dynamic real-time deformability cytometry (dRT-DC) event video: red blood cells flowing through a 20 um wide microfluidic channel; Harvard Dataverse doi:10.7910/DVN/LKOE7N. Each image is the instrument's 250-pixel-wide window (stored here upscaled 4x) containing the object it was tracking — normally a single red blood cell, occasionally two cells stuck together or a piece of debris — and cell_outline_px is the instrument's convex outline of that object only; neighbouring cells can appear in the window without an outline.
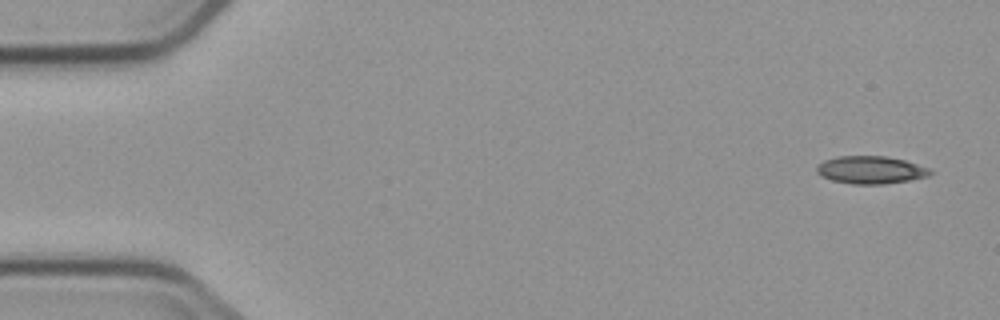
{"species": "common noctule bat (a hibernating species)", "species_latin": "Nyctalus noctula", "temperature_condition": "cold", "stored_images_in_passage": 4, "camera_frame_rate_fps": 3000, "um_per_image_px": 0.085, "animal": {"sex": "male", "body_mass_g": 23.1, "forearm_length_mm": 52.7}, "frame": {"image": 1, "passage_image": 1, "time_ms": 0.0, "image_size_px": [1000, 320], "cell_outline_px": [[932, 172], [928, 176], [912, 180], [884, 184], [852, 184], [832, 180], [820, 176], [816, 172], [816, 168], [824, 160], [836, 156], [888, 156], [904, 160], [928, 168]], "centroid_in_image_um": [73.99, 14.44], "position_along_channel_um": 11.0, "area_um2": 18.32}}
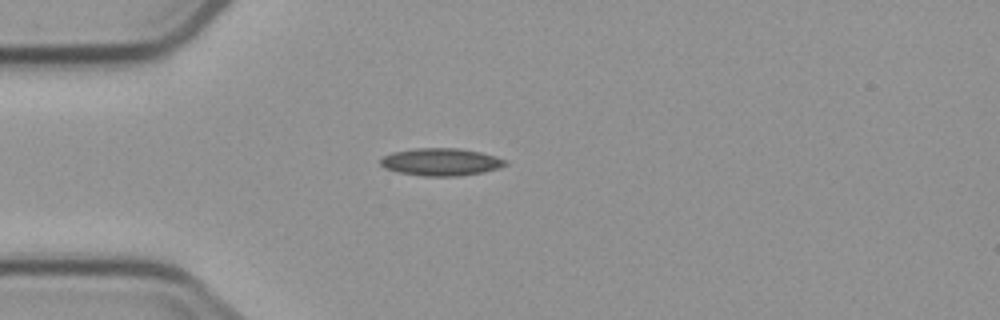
{"frame": {"image": 2, "passage_image": 3, "time_ms": 4.0, "image_size_px": [1000, 320], "cell_outline_px": [[508, 164], [500, 168], [484, 172], [460, 176], [424, 176], [396, 172], [384, 168], [380, 164], [380, 160], [384, 156], [392, 152], [416, 148], [460, 148], [480, 152], [496, 156], [504, 160]], "centroid_in_image_um": [37.48, 13.77], "position_along_channel_um": 47.5, "area_um2": 20.11}}